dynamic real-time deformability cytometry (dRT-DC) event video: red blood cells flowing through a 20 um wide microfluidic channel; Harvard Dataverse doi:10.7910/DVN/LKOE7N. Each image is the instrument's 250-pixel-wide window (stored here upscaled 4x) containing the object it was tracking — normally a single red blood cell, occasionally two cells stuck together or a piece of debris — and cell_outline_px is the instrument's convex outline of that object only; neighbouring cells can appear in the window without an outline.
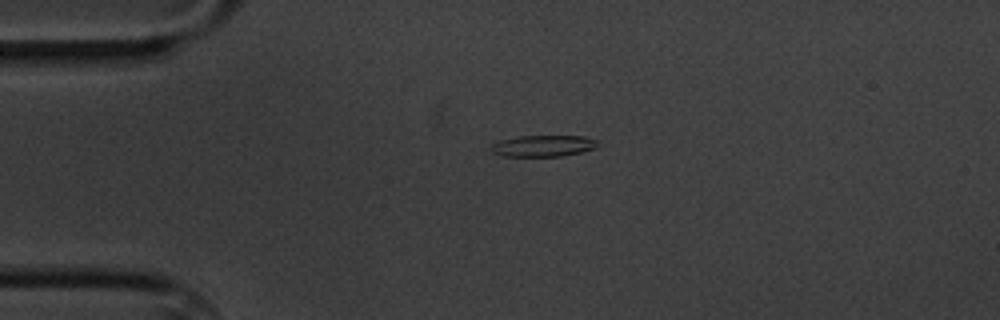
{"species": "common noctule bat (a hibernating species)", "species_latin": "Nyctalus noctula", "temperature_condition": "cold", "stored_images_in_passage": 2, "camera_frame_rate_fps": 3000, "um_per_image_px": 0.085, "animal": {"sex": "male", "body_mass_g": 20.1, "forearm_length_mm": 53.5}, "frame": {"image": 1, "passage_image": 1, "time_ms": 0.0, "image_size_px": [1000, 320], "cell_outline_px": [[596, 148], [580, 152], [560, 156], [500, 156], [492, 152], [488, 148], [492, 144], [500, 140], [520, 136], [584, 136], [596, 140]], "centroid_in_image_um": [46.11, 12.4], "position_along_channel_um": 38.9, "area_um2": 13.24}}